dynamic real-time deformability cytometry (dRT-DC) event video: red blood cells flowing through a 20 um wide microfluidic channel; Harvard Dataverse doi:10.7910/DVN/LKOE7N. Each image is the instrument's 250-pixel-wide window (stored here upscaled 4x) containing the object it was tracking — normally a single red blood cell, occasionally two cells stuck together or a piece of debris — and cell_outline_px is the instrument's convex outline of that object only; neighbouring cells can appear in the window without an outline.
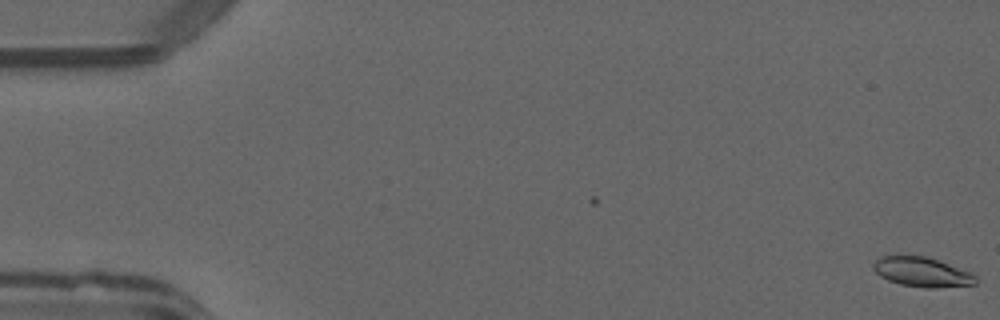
{"species": "common noctule bat (a hibernating species)", "species_latin": "Nyctalus noctula", "temperature_condition": "warm", "stored_images_in_passage": 2, "camera_frame_rate_fps": 3000, "um_per_image_px": 0.085, "animal": {"sex": "male", "forearm_length_mm": 52.5}, "frame": {"image": 1, "passage_image": 2, "time_ms": 0.333, "image_size_px": [1000, 320], "cell_outline_px": [[976, 284], [936, 288], [924, 288], [900, 284], [888, 280], [880, 276], [872, 268], [872, 264], [880, 256], [924, 256], [948, 264], [968, 272], [976, 276]], "centroid_in_image_um": [78.33, 23.13], "position_along_channel_um": 6.7, "area_um2": 17.4}}